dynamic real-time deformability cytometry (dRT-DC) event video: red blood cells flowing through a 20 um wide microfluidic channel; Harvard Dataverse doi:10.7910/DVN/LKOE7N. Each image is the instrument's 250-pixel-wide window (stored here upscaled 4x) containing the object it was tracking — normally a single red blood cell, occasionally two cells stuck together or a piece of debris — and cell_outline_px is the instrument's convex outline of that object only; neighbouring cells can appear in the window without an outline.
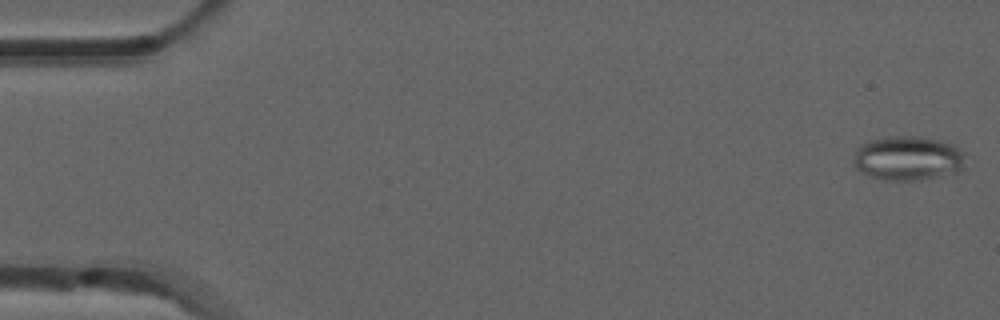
{"species": "common noctule bat (a hibernating species)", "species_latin": "Nyctalus noctula", "temperature_condition": "room temperature", "stored_images_in_passage": 2, "camera_frame_rate_fps": 3000, "um_per_image_px": 0.085, "animal": {"sex": "male", "forearm_length_mm": 52.5}, "frame": {"image": 1, "passage_image": 2, "time_ms": 0.333, "image_size_px": [1000, 320], "cell_outline_px": [[964, 168], [956, 172], [920, 180], [884, 180], [868, 176], [856, 168], [856, 148], [860, 144], [868, 140], [884, 136], [920, 136], [936, 140], [948, 144], [964, 152]], "centroid_in_image_um": [77.15, 13.45], "position_along_channel_um": 7.9, "area_um2": 28.78}}